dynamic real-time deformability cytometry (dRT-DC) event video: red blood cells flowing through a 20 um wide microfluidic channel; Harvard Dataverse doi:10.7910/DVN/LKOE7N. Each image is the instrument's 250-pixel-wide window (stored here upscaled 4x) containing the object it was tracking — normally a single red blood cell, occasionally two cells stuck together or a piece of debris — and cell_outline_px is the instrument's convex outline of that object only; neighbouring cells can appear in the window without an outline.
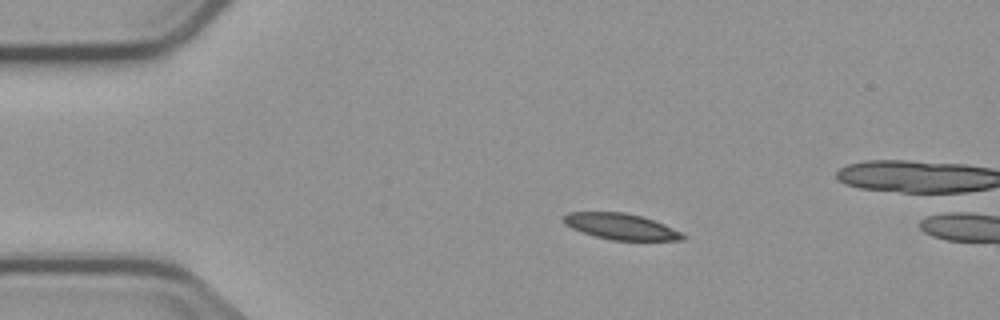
{"species": "common noctule bat (a hibernating species)", "species_latin": "Nyctalus noctula", "temperature_condition": "cold", "stored_images_in_passage": 2, "segment_of_instrument_passage": [2, 2], "camera_frame_rate_fps": 3000, "um_per_image_px": 0.085, "animal": {"sex": "male", "body_mass_g": 23.1, "forearm_length_mm": 52.7}, "frame": {"image": 1, "passage_image": 2, "time_ms": 1.333, "image_size_px": [1000, 320], "cell_outline_px": [[688, 236], [684, 240], [612, 240], [596, 236], [572, 228], [564, 224], [560, 220], [560, 216], [568, 212], [624, 212], [640, 216], [664, 224]], "centroid_in_image_um": [52.73, 19.24], "position_along_channel_um": 32.3, "area_um2": 18.03}}